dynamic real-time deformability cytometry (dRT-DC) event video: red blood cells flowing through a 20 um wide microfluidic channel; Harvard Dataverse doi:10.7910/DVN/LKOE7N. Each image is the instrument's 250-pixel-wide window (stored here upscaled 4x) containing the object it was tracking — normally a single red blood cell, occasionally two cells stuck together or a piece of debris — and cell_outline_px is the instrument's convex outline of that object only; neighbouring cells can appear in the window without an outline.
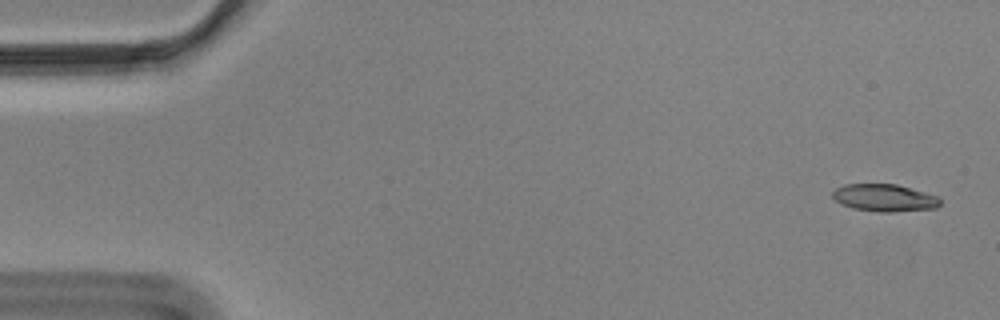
{"species": "Egyptian fruit bat (a non-hibernating species)", "species_latin": "Rousettus aegyptiacus", "temperature_condition": "cold", "stored_images_in_passage": 55, "camera_frame_rate_fps": 3000, "um_per_image_px": 0.085, "animal": {"sex": "male"}, "frame": {"image": 1, "passage_image": 1, "time_ms": 0.0, "image_size_px": [1000, 320], "cell_outline_px": [[940, 204], [936, 208], [896, 212], [876, 212], [852, 208], [840, 204], [832, 196], [832, 192], [836, 188], [844, 184], [896, 184], [924, 192], [936, 196], [940, 200]], "centroid_in_image_um": [75.14, 16.82], "position_along_channel_um": 9.9, "area_um2": 17.17}}
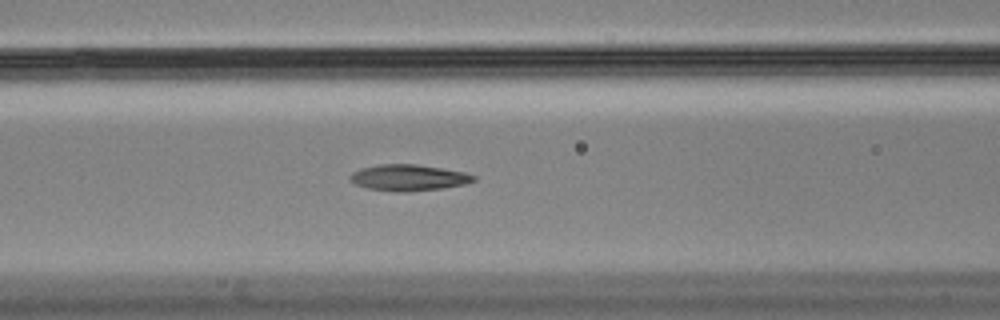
{"frame": {"image": 2, "passage_image": 22, "time_ms": 7.0, "image_size_px": [1000, 320], "cell_outline_px": [[476, 180], [464, 184], [444, 188], [404, 192], [396, 192], [368, 188], [356, 184], [348, 176], [352, 172], [360, 168], [380, 164], [416, 164], [464, 172], [476, 176]], "centroid_in_image_um": [34.72, 15.1], "position_along_channel_um": 131.9, "area_um2": 18.79}}
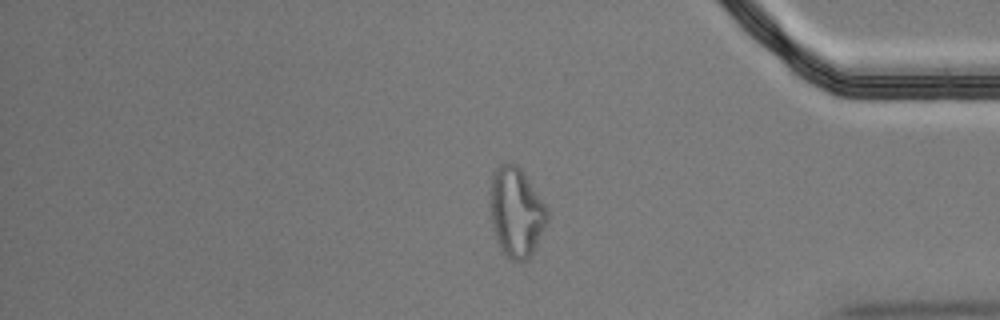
{"frame": {"image": 3, "passage_image": 46, "time_ms": 15.0, "image_size_px": [1000, 320], "cell_outline_px": [[548, 220], [536, 248], [528, 260], [520, 264], [512, 260], [500, 248], [496, 240], [492, 224], [492, 176], [496, 168], [500, 164], [516, 164], [520, 168], [544, 204], [548, 212]], "centroid_in_image_um": [43.91, 18.11], "position_along_channel_um": 391.3, "area_um2": 29.25}, "authors_computed_cell_mechanics": {"area_um2": 18.785, "velocity_mm_per_s": 3.5262, "shape_relaxation_time_tau1_ms": null, "shape_relaxation_time_tau2_ms": 3.0444, "deformation_change_tau1": null, "deformation_change_tau2": 0.1163}}